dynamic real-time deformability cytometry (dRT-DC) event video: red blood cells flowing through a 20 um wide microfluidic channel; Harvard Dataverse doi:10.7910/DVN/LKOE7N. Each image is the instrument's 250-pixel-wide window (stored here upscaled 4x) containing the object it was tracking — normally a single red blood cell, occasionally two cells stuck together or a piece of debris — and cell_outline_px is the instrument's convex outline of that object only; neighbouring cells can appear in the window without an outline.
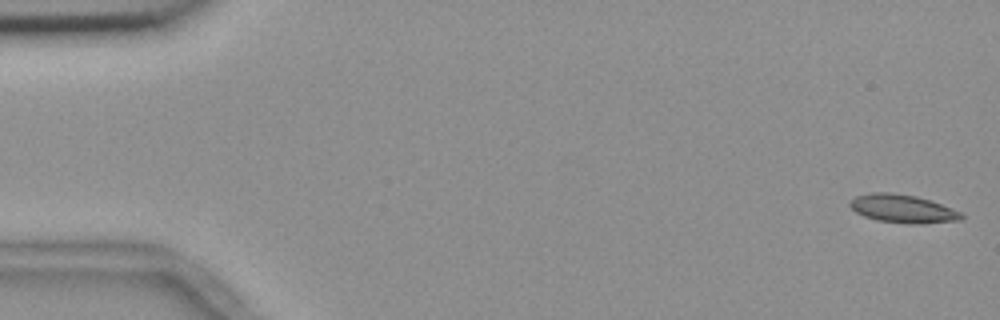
{"species": "common noctule bat (a hibernating species)", "species_latin": "Nyctalus noctula", "temperature_condition": "room temperature", "stored_images_in_passage": 55, "camera_frame_rate_fps": 3000, "um_per_image_px": 0.085, "animal": {"sex": "female", "body_mass_g": 18.4}, "frame": {"image": 1, "passage_image": 1, "time_ms": 0.0, "image_size_px": [1000, 320], "cell_outline_px": [[964, 216], [960, 220], [912, 224], [908, 224], [876, 220], [864, 216], [856, 212], [848, 204], [856, 196], [872, 192], [888, 192], [916, 196], [952, 208], [960, 212]], "centroid_in_image_um": [76.7, 17.74], "position_along_channel_um": 8.3, "area_um2": 18.09}}
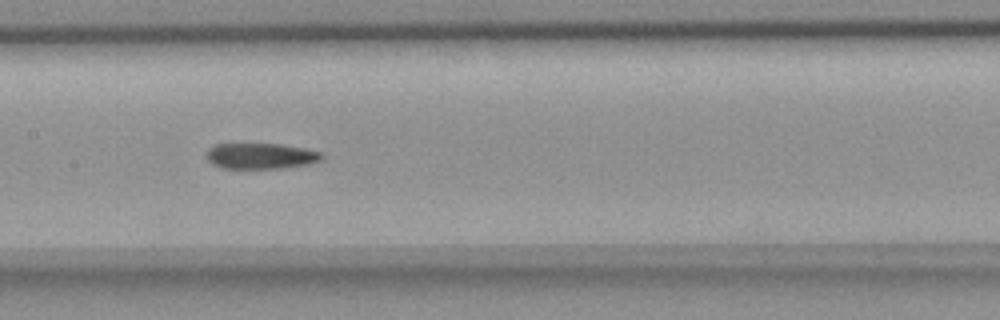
{"frame": {"image": 2, "passage_image": 27, "time_ms": 8.667, "image_size_px": [1000, 320], "cell_outline_px": [[324, 160], [312, 164], [284, 168], [220, 168], [212, 164], [208, 160], [208, 148], [216, 144], [280, 144], [304, 148], [324, 152]], "centroid_in_image_um": [22.26, 13.26], "position_along_channel_um": 185.1, "area_um2": 17.57}}
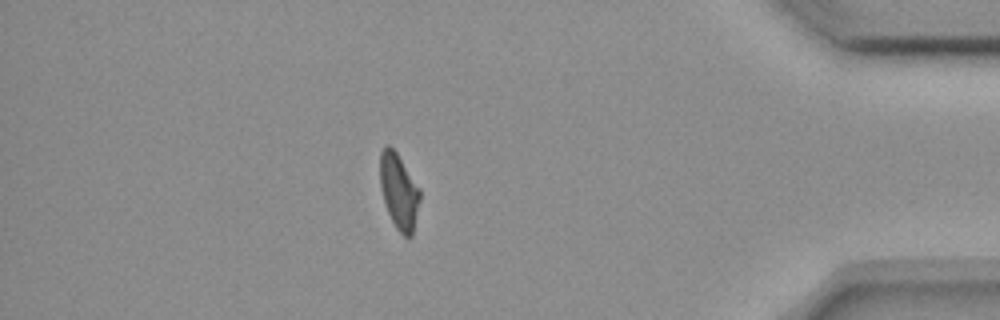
{"frame": {"image": 3, "passage_image": 48, "time_ms": 15.667, "image_size_px": [1000, 320], "cell_outline_px": [[420, 200], [412, 236], [404, 236], [396, 228], [388, 212], [380, 188], [380, 152], [388, 144], [396, 152], [420, 188]], "centroid_in_image_um": [33.91, 16.26], "position_along_channel_um": 401.3, "area_um2": 17.34}, "authors_computed_cell_mechanics": {"area_um2": 18.2648, "velocity_mm_per_s": 3.673, "shape_relaxation_time_tau1_ms": null, "shape_relaxation_time_tau2_ms": 5.5162, "deformation_change_tau1": null, "deformation_change_tau2": 0.1154}}